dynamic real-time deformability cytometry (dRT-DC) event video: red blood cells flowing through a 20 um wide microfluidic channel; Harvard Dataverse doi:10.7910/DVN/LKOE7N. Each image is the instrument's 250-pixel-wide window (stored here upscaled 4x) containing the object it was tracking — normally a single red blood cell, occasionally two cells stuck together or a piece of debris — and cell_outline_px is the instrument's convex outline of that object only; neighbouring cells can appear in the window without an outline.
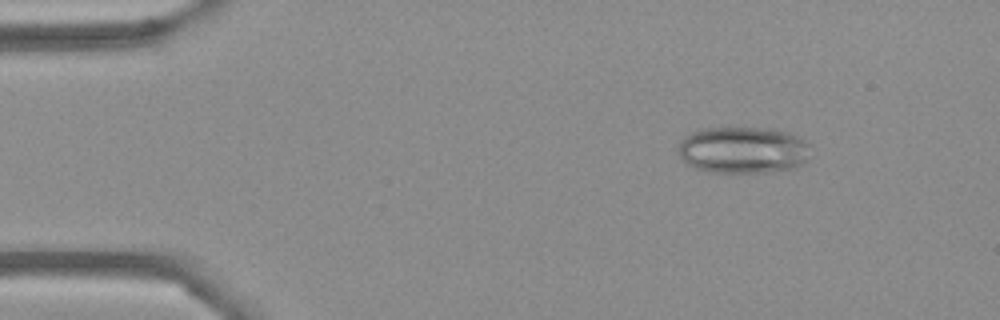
{"species": "Egyptian fruit bat (a non-hibernating species)", "species_latin": "Rousettus aegyptiacus", "temperature_condition": "cold", "stored_images_in_passage": 50, "camera_frame_rate_fps": 3000, "um_per_image_px": 0.085, "frame": {"image": 1, "passage_image": 3, "time_ms": 0.667, "image_size_px": [1000, 320], "cell_outline_px": [[808, 160], [804, 164], [796, 168], [768, 172], [712, 172], [696, 168], [688, 164], [680, 156], [680, 144], [684, 136], [700, 128], [772, 128], [788, 132], [804, 140], [808, 144]], "centroid_in_image_um": [63.19, 12.75], "position_along_channel_um": 21.8, "area_um2": 36.01}}
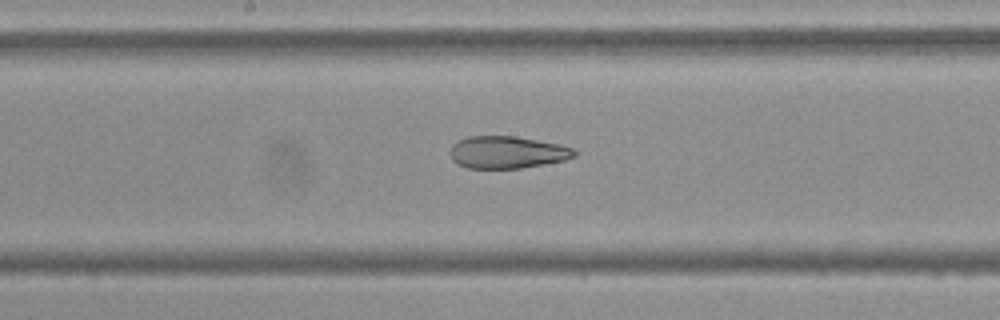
{"frame": {"image": 2, "passage_image": 24, "time_ms": 7.667, "image_size_px": [1000, 320], "cell_outline_px": [[576, 156], [564, 160], [520, 168], [468, 168], [456, 164], [452, 160], [448, 152], [452, 144], [468, 136], [516, 136], [560, 144], [572, 148], [576, 152]], "centroid_in_image_um": [43.07, 12.94], "position_along_channel_um": 205.1, "area_um2": 23.41}}
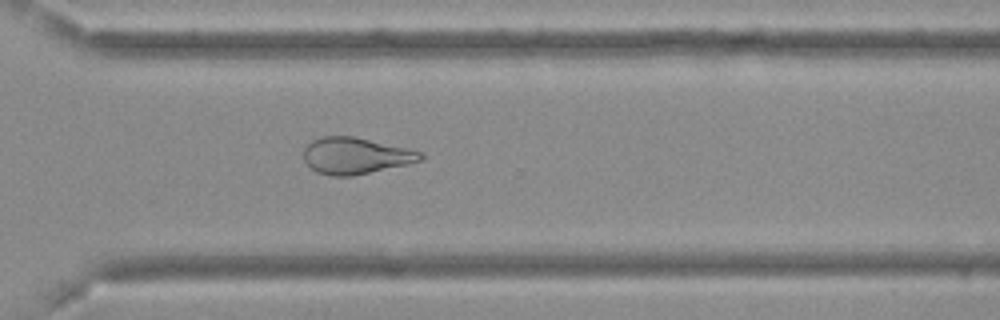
{"frame": {"image": 3, "passage_image": 35, "time_ms": 11.333, "image_size_px": [1000, 320], "cell_outline_px": [[424, 156], [420, 160], [404, 164], [352, 176], [332, 176], [316, 172], [304, 160], [304, 148], [312, 140], [324, 136], [352, 136], [408, 148], [424, 152]], "centroid_in_image_um": [30.2, 13.23], "position_along_channel_um": 340.4, "area_um2": 24.51}, "authors_computed_cell_mechanics": {"area_um2": 28.9578, "velocity_mm_per_s": 3.6947, "shape_relaxation_time_tau1_ms": null, "shape_relaxation_time_tau2_ms": 3.2591, "deformation_change_tau1": null, "deformation_change_tau2": 0.1125}}